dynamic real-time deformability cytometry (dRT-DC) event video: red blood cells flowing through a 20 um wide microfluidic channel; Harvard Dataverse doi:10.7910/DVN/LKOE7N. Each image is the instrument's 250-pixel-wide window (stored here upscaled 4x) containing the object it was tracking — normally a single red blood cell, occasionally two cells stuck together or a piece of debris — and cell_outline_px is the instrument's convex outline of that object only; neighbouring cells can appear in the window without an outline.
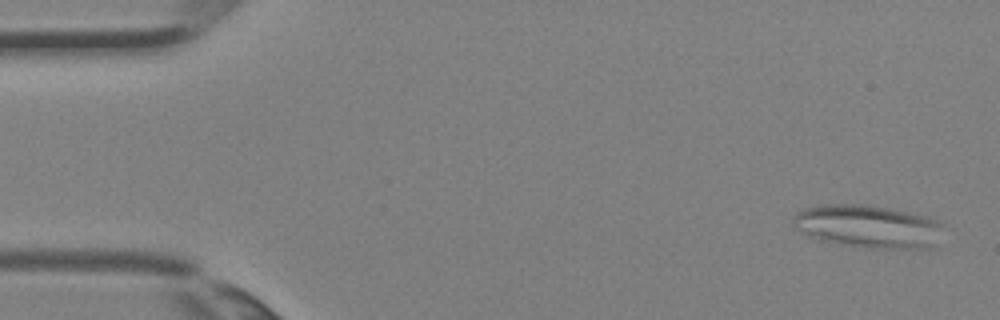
{"species": "Egyptian fruit bat (a non-hibernating species)", "species_latin": "Rousettus aegyptiacus", "temperature_condition": "room temperature", "stored_images_in_passage": 3, "camera_frame_rate_fps": 3000, "um_per_image_px": 0.085, "animal": {"sex": "female"}, "frame": {"image": 1, "passage_image": 1, "time_ms": 0.0, "image_size_px": [1000, 320], "cell_outline_px": [[944, 224], [936, 244], [932, 248], [868, 248], [820, 240], [808, 236], [796, 228], [792, 224], [792, 220], [796, 212], [804, 208], [820, 204], [868, 204], [928, 216]], "centroid_in_image_um": [73.78, 19.23], "position_along_channel_um": 11.2, "area_um2": 37.8}}